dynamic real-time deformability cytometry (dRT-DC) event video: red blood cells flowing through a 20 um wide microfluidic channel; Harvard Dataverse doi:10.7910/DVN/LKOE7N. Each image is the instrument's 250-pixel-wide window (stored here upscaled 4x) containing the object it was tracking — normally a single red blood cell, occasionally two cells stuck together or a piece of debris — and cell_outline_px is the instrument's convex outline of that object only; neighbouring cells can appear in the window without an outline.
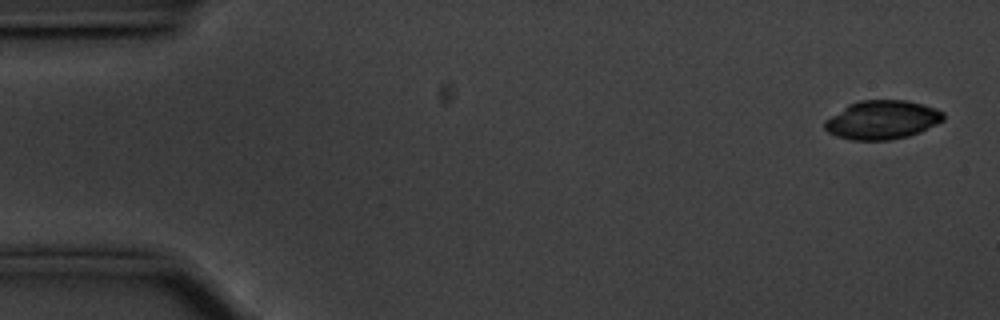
{"species": "common noctule bat (a hibernating species)", "species_latin": "Nyctalus noctula", "temperature_condition": "cold", "stored_images_in_passage": 11, "camera_frame_rate_fps": 3000, "um_per_image_px": 0.085, "animal": {"sex": "male", "body_mass_g": 20.1, "forearm_length_mm": 53.5}, "frame": {"image": 1, "passage_image": 2, "time_ms": 0.333, "image_size_px": [1000, 320], "cell_outline_px": [[944, 120], [920, 132], [908, 136], [888, 140], [852, 140], [836, 136], [828, 132], [824, 128], [824, 120], [848, 104], [860, 100], [908, 100], [924, 104], [936, 108], [944, 112]], "centroid_in_image_um": [74.98, 10.18], "position_along_channel_um": 10.0, "area_um2": 26.99}}